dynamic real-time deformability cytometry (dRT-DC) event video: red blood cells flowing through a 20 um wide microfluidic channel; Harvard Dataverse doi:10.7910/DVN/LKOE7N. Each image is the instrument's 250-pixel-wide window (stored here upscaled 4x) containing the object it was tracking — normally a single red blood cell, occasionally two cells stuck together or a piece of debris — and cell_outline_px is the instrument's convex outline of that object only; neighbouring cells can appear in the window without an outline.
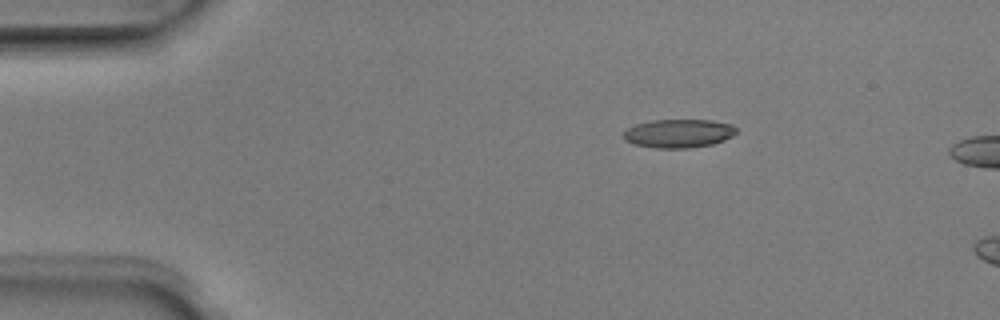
{"species": "Egyptian fruit bat (a non-hibernating species)", "species_latin": "Rousettus aegyptiacus", "temperature_condition": "room temperature", "stored_images_in_passage": 2, "camera_frame_rate_fps": 3000, "um_per_image_px": 0.085, "animal": {"sex": "male"}, "frame": {"image": 1, "passage_image": 1, "time_ms": 0.0, "image_size_px": [1000, 320], "cell_outline_px": [[736, 132], [732, 136], [724, 140], [712, 144], [688, 148], [656, 148], [636, 144], [624, 140], [624, 132], [628, 128], [636, 124], [652, 120], [712, 120], [732, 124], [736, 128]], "centroid_in_image_um": [57.7, 11.33], "position_along_channel_um": 27.3, "area_um2": 18.67}}